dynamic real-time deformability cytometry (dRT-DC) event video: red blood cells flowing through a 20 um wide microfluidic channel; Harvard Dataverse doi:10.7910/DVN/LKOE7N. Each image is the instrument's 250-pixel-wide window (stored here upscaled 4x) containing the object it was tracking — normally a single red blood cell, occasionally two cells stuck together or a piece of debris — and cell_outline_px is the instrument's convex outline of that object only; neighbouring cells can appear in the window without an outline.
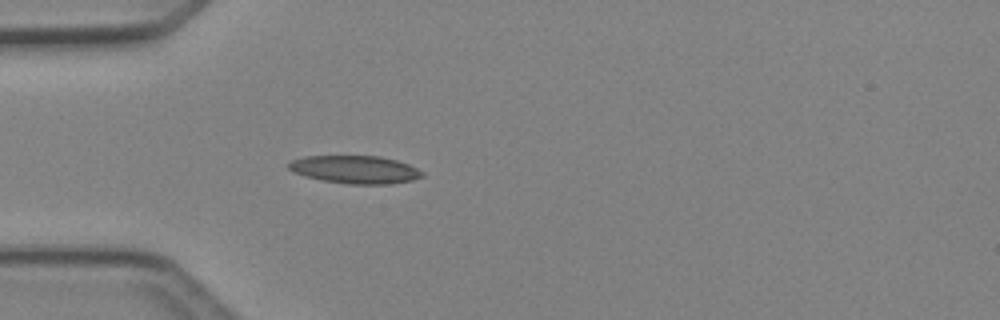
{"species": "Egyptian fruit bat (a non-hibernating species)", "species_latin": "Rousettus aegyptiacus", "temperature_condition": "cold", "stored_images_in_passage": 35, "camera_frame_rate_fps": 3000, "um_per_image_px": 0.085, "animal": {"sex": "female"}, "frame": {"image": 1, "passage_image": 1, "time_ms": 0.0, "image_size_px": [1000, 320], "cell_outline_px": [[424, 176], [412, 180], [392, 184], [348, 184], [324, 180], [304, 176], [292, 172], [288, 168], [288, 164], [292, 160], [304, 156], [380, 156], [396, 160], [408, 164], [424, 172]], "centroid_in_image_um": [30.19, 14.41], "position_along_channel_um": 54.8, "area_um2": 21.73}}
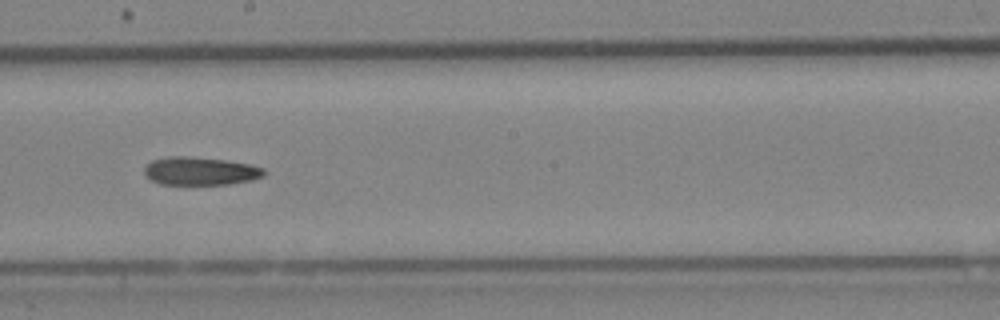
{"frame": {"image": 2, "passage_image": 14, "time_ms": 4.333, "image_size_px": [1000, 320], "cell_outline_px": [[264, 176], [252, 180], [228, 184], [160, 184], [152, 180], [144, 172], [144, 168], [152, 160], [168, 156], [188, 156], [224, 160], [248, 164], [264, 168]], "centroid_in_image_um": [17.02, 14.54], "position_along_channel_um": 231.2, "area_um2": 19.42}}
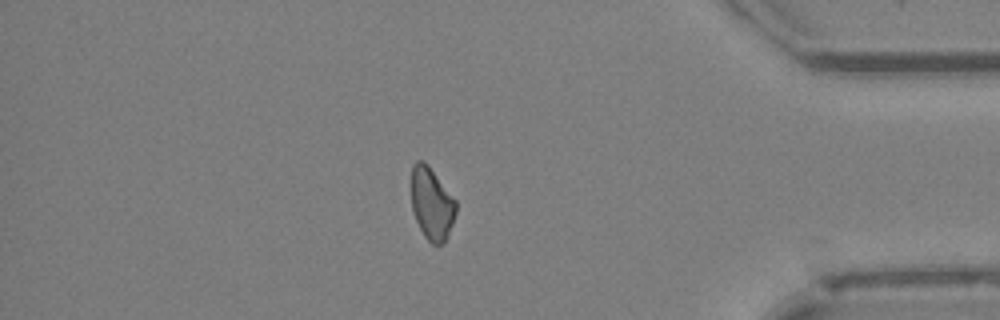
{"frame": {"image": 3, "passage_image": 28, "time_ms": 9.0, "image_size_px": [1000, 320], "cell_outline_px": [[456, 212], [448, 236], [440, 244], [432, 244], [424, 236], [416, 220], [412, 208], [412, 164], [416, 160], [424, 160], [428, 164], [456, 200]], "centroid_in_image_um": [36.7, 17.28], "position_along_channel_um": 398.5, "area_um2": 18.73}}